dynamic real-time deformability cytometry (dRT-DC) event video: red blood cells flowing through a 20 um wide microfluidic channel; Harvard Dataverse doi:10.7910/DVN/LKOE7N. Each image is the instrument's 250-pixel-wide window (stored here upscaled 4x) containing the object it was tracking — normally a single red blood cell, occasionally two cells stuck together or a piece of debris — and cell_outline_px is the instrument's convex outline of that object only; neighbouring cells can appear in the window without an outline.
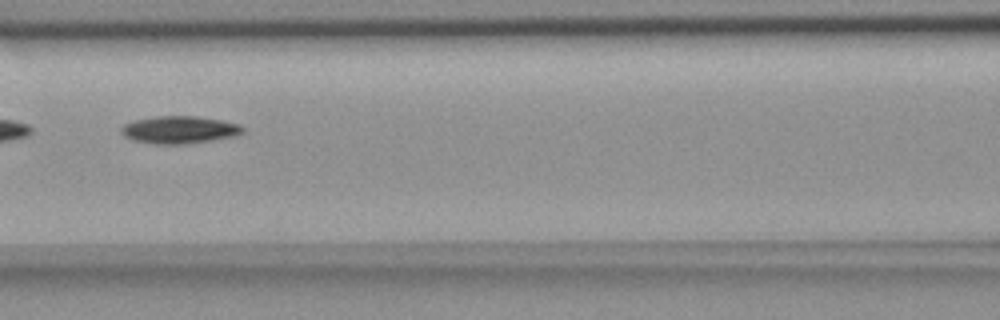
{"species": "common noctule bat (a hibernating species)", "species_latin": "Nyctalus noctula", "temperature_condition": "room temperature", "stored_images_in_passage": 7, "camera_frame_rate_fps": 3000, "um_per_image_px": 0.085, "animal": {"sex": "female", "body_mass_g": 18.4}, "frame": {"image": 1, "passage_image": 6, "time_ms": 5.667, "image_size_px": [1000, 320], "cell_outline_px": [[244, 132], [236, 136], [188, 144], [152, 144], [132, 140], [124, 136], [120, 132], [120, 128], [124, 124], [136, 120], [156, 116], [196, 116], [220, 120], [240, 124], [244, 128]], "centroid_in_image_um": [15.25, 11.04], "position_along_channel_um": 151.4, "area_um2": 19.59}}
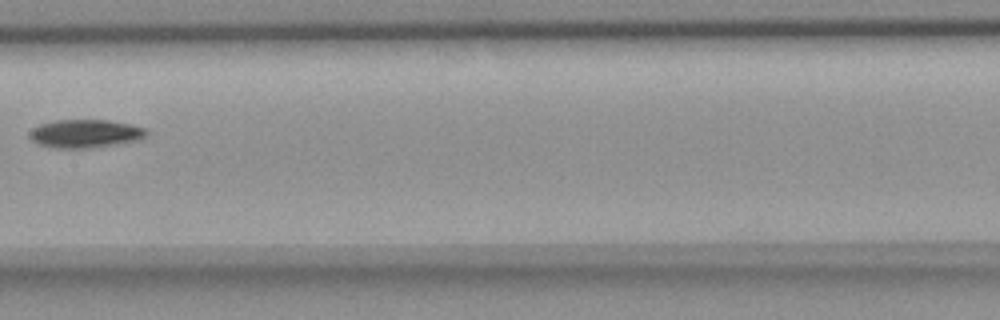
{"frame": {"image": 2, "passage_image": 7, "time_ms": 7.0, "image_size_px": [1000, 320], "cell_outline_px": [[148, 136], [140, 140], [92, 148], [56, 148], [36, 144], [28, 136], [28, 132], [32, 128], [40, 124], [56, 120], [108, 120], [132, 124], [144, 128], [148, 132]], "centroid_in_image_um": [7.25, 11.36], "position_along_channel_um": 200.2, "area_um2": 19.54}}